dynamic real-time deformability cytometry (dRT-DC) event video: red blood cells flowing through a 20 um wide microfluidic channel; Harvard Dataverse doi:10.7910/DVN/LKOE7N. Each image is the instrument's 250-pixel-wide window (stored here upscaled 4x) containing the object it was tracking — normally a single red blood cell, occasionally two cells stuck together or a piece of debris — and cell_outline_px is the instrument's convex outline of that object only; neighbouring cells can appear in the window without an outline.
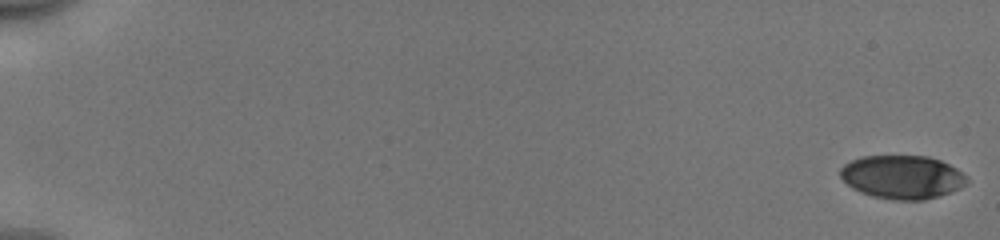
{"species": "human", "species_latin": "Homo sapiens", "temperature_condition": "cold", "stored_images_in_passage": 54, "camera_frame_rate_fps": 3000, "um_per_image_px": 0.085, "donor": {"sex": "male"}, "frame": {"image": 1, "passage_image": 1, "time_ms": 0.0, "image_size_px": [1000, 240], "cell_outline_px": [[968, 184], [960, 188], [924, 200], [892, 200], [872, 196], [860, 192], [852, 188], [840, 176], [840, 168], [844, 164], [860, 156], [928, 156], [940, 160], [956, 168], [968, 180]], "centroid_in_image_um": [76.66, 15.04], "position_along_channel_um": 8.3, "area_um2": 31.96}}
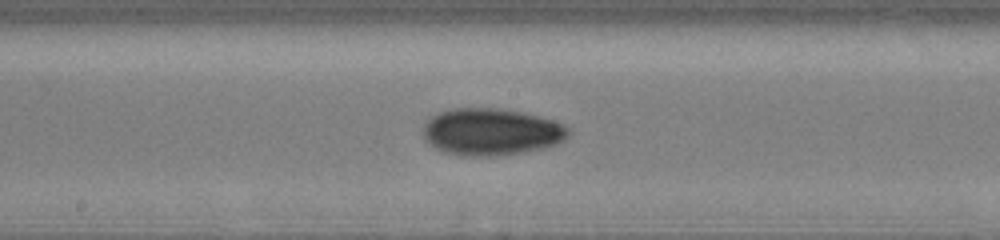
{"frame": {"image": 2, "passage_image": 31, "time_ms": 10.0, "image_size_px": [1000, 240], "cell_outline_px": [[568, 136], [564, 140], [556, 144], [540, 148], [520, 152], [496, 156], [464, 156], [444, 152], [436, 148], [424, 140], [424, 124], [432, 116], [440, 112], [452, 108], [496, 108], [524, 112], [540, 116], [552, 120], [568, 128]], "centroid_in_image_um": [41.73, 11.2], "position_along_channel_um": 206.5, "area_um2": 39.54}}
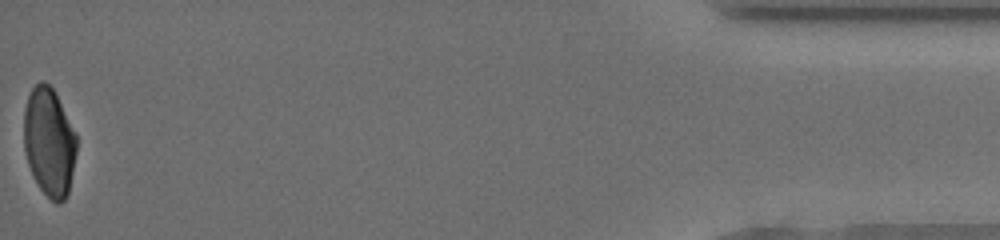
{"frame": {"image": 3, "passage_image": 54, "time_ms": 17.667, "image_size_px": [1000, 240], "cell_outline_px": [[76, 152], [68, 192], [64, 200], [60, 204], [56, 204], [40, 188], [28, 164], [24, 148], [24, 108], [28, 96], [32, 88], [40, 80], [44, 80], [56, 92], [76, 132]], "centroid_in_image_um": [4.18, 12.02], "position_along_channel_um": 431.0, "area_um2": 33.35}, "authors_computed_cell_mechanics": {"area_um2": 35.5759, "velocity_mm_per_s": 3.9802, "shape_relaxation_time_tau1_ms": 6.2334, "shape_relaxation_time_tau2_ms": 4.9148, "deformation_change_tau1": 0.1709, "deformation_change_tau2": 0.0834}}